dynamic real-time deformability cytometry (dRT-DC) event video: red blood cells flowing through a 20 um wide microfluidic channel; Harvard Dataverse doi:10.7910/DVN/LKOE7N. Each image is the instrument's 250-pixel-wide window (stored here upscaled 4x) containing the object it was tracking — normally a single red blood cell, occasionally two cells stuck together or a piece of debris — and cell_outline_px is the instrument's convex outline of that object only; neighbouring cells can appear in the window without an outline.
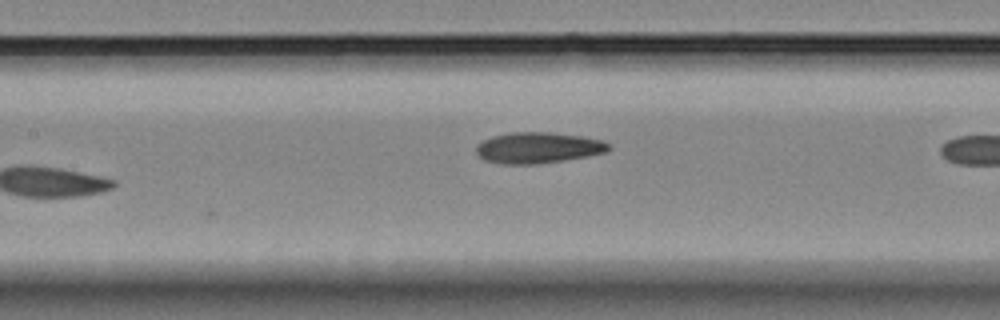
{"species": "Egyptian fruit bat (a non-hibernating species)", "species_latin": "Rousettus aegyptiacus", "temperature_condition": "room temperature", "stored_images_in_passage": 20, "camera_frame_rate_fps": 3000, "um_per_image_px": 0.085, "animal": {"sex": "female"}, "frame": {"image": 1, "passage_image": 20, "time_ms": 6.333, "image_size_px": [1000, 320], "cell_outline_px": [[612, 148], [608, 152], [588, 156], [564, 160], [536, 164], [500, 164], [484, 160], [476, 152], [476, 144], [492, 136], [512, 132], [548, 132], [580, 136], [604, 140]], "centroid_in_image_um": [45.74, 12.56], "position_along_channel_um": 161.7, "area_um2": 24.04}}